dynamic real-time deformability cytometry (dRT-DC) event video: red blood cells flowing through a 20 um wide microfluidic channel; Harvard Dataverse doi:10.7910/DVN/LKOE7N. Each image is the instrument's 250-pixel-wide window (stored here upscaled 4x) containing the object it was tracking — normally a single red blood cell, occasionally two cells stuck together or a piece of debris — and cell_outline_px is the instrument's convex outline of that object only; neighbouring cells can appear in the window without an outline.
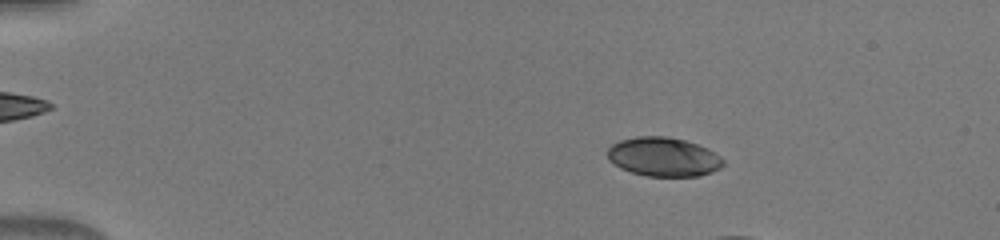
{"species": "human", "species_latin": "Homo sapiens", "temperature_condition": "warm", "stored_images_in_passage": 19, "camera_frame_rate_fps": 3000, "um_per_image_px": 0.085, "donor": {"sex": "male"}, "frame": {"image": 1, "passage_image": 9, "time_ms": 2.667, "image_size_px": [1000, 240], "cell_outline_px": [[724, 164], [720, 168], [712, 172], [700, 176], [648, 176], [632, 172], [620, 168], [608, 160], [608, 148], [612, 144], [620, 140], [636, 136], [664, 136], [684, 140], [708, 148], [720, 156], [724, 160]], "centroid_in_image_um": [56.4, 13.33], "position_along_channel_um": 28.6, "area_um2": 26.36}}
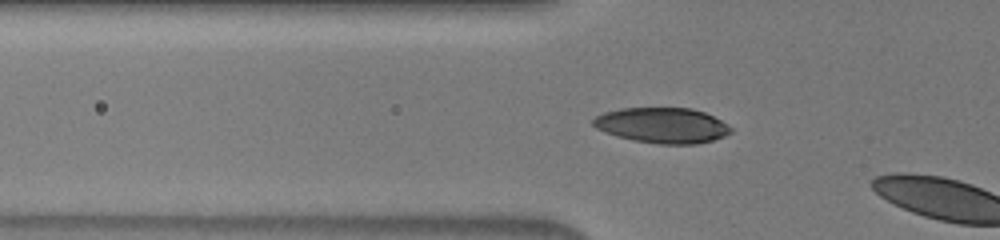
{"frame": {"image": 2, "passage_image": 18, "time_ms": 5.667, "image_size_px": [1000, 240], "cell_outline_px": [[732, 132], [724, 136], [712, 140], [696, 144], [660, 144], [636, 140], [616, 136], [604, 132], [596, 128], [592, 124], [592, 120], [596, 116], [604, 112], [620, 108], [692, 108], [704, 112], [720, 120], [732, 128]], "centroid_in_image_um": [56.27, 10.65], "position_along_channel_um": 69.5, "area_um2": 28.32}}